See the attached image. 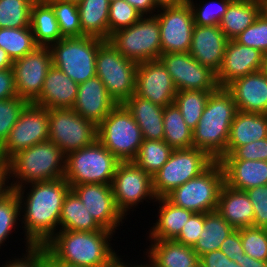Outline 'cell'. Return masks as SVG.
I'll use <instances>...</instances> for the list:
<instances>
[{
	"label": "cell",
	"mask_w": 267,
	"mask_h": 267,
	"mask_svg": "<svg viewBox=\"0 0 267 267\" xmlns=\"http://www.w3.org/2000/svg\"><path fill=\"white\" fill-rule=\"evenodd\" d=\"M70 189L64 178L34 182L15 189L25 249L32 245H45L59 231L63 200Z\"/></svg>",
	"instance_id": "cell-1"
},
{
	"label": "cell",
	"mask_w": 267,
	"mask_h": 267,
	"mask_svg": "<svg viewBox=\"0 0 267 267\" xmlns=\"http://www.w3.org/2000/svg\"><path fill=\"white\" fill-rule=\"evenodd\" d=\"M115 233L59 230L44 246L58 260L82 267H111L118 254L111 243ZM116 251V252H115Z\"/></svg>",
	"instance_id": "cell-2"
},
{
	"label": "cell",
	"mask_w": 267,
	"mask_h": 267,
	"mask_svg": "<svg viewBox=\"0 0 267 267\" xmlns=\"http://www.w3.org/2000/svg\"><path fill=\"white\" fill-rule=\"evenodd\" d=\"M65 168L66 154L50 140L17 152L4 164L7 187L12 190L64 178Z\"/></svg>",
	"instance_id": "cell-3"
},
{
	"label": "cell",
	"mask_w": 267,
	"mask_h": 267,
	"mask_svg": "<svg viewBox=\"0 0 267 267\" xmlns=\"http://www.w3.org/2000/svg\"><path fill=\"white\" fill-rule=\"evenodd\" d=\"M237 111L234 99L225 87L211 92L203 114L192 131L193 147L219 161L226 151L230 126Z\"/></svg>",
	"instance_id": "cell-4"
},
{
	"label": "cell",
	"mask_w": 267,
	"mask_h": 267,
	"mask_svg": "<svg viewBox=\"0 0 267 267\" xmlns=\"http://www.w3.org/2000/svg\"><path fill=\"white\" fill-rule=\"evenodd\" d=\"M119 160L98 140L66 155L64 179L70 188L80 184H111Z\"/></svg>",
	"instance_id": "cell-5"
},
{
	"label": "cell",
	"mask_w": 267,
	"mask_h": 267,
	"mask_svg": "<svg viewBox=\"0 0 267 267\" xmlns=\"http://www.w3.org/2000/svg\"><path fill=\"white\" fill-rule=\"evenodd\" d=\"M97 140L119 161H133L143 136L131 113L117 104L97 126Z\"/></svg>",
	"instance_id": "cell-6"
},
{
	"label": "cell",
	"mask_w": 267,
	"mask_h": 267,
	"mask_svg": "<svg viewBox=\"0 0 267 267\" xmlns=\"http://www.w3.org/2000/svg\"><path fill=\"white\" fill-rule=\"evenodd\" d=\"M104 41L92 36L62 38L49 47L52 63L76 83H83L96 76V55Z\"/></svg>",
	"instance_id": "cell-7"
},
{
	"label": "cell",
	"mask_w": 267,
	"mask_h": 267,
	"mask_svg": "<svg viewBox=\"0 0 267 267\" xmlns=\"http://www.w3.org/2000/svg\"><path fill=\"white\" fill-rule=\"evenodd\" d=\"M224 183L223 168L219 161H214L199 176L175 188L165 198L194 213L213 212L217 210L219 193Z\"/></svg>",
	"instance_id": "cell-8"
},
{
	"label": "cell",
	"mask_w": 267,
	"mask_h": 267,
	"mask_svg": "<svg viewBox=\"0 0 267 267\" xmlns=\"http://www.w3.org/2000/svg\"><path fill=\"white\" fill-rule=\"evenodd\" d=\"M108 41L123 57L136 63L158 60L162 54L155 15L142 16L135 24L112 33Z\"/></svg>",
	"instance_id": "cell-9"
},
{
	"label": "cell",
	"mask_w": 267,
	"mask_h": 267,
	"mask_svg": "<svg viewBox=\"0 0 267 267\" xmlns=\"http://www.w3.org/2000/svg\"><path fill=\"white\" fill-rule=\"evenodd\" d=\"M95 65L96 76L117 104L135 94L138 63L123 57L108 40L98 47Z\"/></svg>",
	"instance_id": "cell-10"
},
{
	"label": "cell",
	"mask_w": 267,
	"mask_h": 267,
	"mask_svg": "<svg viewBox=\"0 0 267 267\" xmlns=\"http://www.w3.org/2000/svg\"><path fill=\"white\" fill-rule=\"evenodd\" d=\"M215 160L195 147L174 149L167 162L152 176L157 198L165 197L175 188L199 176Z\"/></svg>",
	"instance_id": "cell-11"
},
{
	"label": "cell",
	"mask_w": 267,
	"mask_h": 267,
	"mask_svg": "<svg viewBox=\"0 0 267 267\" xmlns=\"http://www.w3.org/2000/svg\"><path fill=\"white\" fill-rule=\"evenodd\" d=\"M117 208L126 217L137 211L138 204L155 203L152 176L139 168L133 161H120L111 183ZM150 200V201H148ZM133 209V210H132Z\"/></svg>",
	"instance_id": "cell-12"
},
{
	"label": "cell",
	"mask_w": 267,
	"mask_h": 267,
	"mask_svg": "<svg viewBox=\"0 0 267 267\" xmlns=\"http://www.w3.org/2000/svg\"><path fill=\"white\" fill-rule=\"evenodd\" d=\"M49 140L66 155L90 146L97 140V126L84 119L72 108L48 110Z\"/></svg>",
	"instance_id": "cell-13"
},
{
	"label": "cell",
	"mask_w": 267,
	"mask_h": 267,
	"mask_svg": "<svg viewBox=\"0 0 267 267\" xmlns=\"http://www.w3.org/2000/svg\"><path fill=\"white\" fill-rule=\"evenodd\" d=\"M49 140L48 109L29 103L0 147V160L5 164L14 154Z\"/></svg>",
	"instance_id": "cell-14"
},
{
	"label": "cell",
	"mask_w": 267,
	"mask_h": 267,
	"mask_svg": "<svg viewBox=\"0 0 267 267\" xmlns=\"http://www.w3.org/2000/svg\"><path fill=\"white\" fill-rule=\"evenodd\" d=\"M155 16L159 22L162 54L189 52L195 24L188 2L158 9Z\"/></svg>",
	"instance_id": "cell-15"
},
{
	"label": "cell",
	"mask_w": 267,
	"mask_h": 267,
	"mask_svg": "<svg viewBox=\"0 0 267 267\" xmlns=\"http://www.w3.org/2000/svg\"><path fill=\"white\" fill-rule=\"evenodd\" d=\"M170 74L177 91L216 90V73L201 65L189 52L164 53L159 57Z\"/></svg>",
	"instance_id": "cell-16"
},
{
	"label": "cell",
	"mask_w": 267,
	"mask_h": 267,
	"mask_svg": "<svg viewBox=\"0 0 267 267\" xmlns=\"http://www.w3.org/2000/svg\"><path fill=\"white\" fill-rule=\"evenodd\" d=\"M53 65L49 47L38 46L33 52L13 61L17 96L32 103L43 87L48 70Z\"/></svg>",
	"instance_id": "cell-17"
},
{
	"label": "cell",
	"mask_w": 267,
	"mask_h": 267,
	"mask_svg": "<svg viewBox=\"0 0 267 267\" xmlns=\"http://www.w3.org/2000/svg\"><path fill=\"white\" fill-rule=\"evenodd\" d=\"M71 189L103 229L116 233L120 226H124L122 223L128 218L117 208L111 184H80Z\"/></svg>",
	"instance_id": "cell-18"
},
{
	"label": "cell",
	"mask_w": 267,
	"mask_h": 267,
	"mask_svg": "<svg viewBox=\"0 0 267 267\" xmlns=\"http://www.w3.org/2000/svg\"><path fill=\"white\" fill-rule=\"evenodd\" d=\"M176 93L174 82L159 59L138 63L135 95L165 107L173 104Z\"/></svg>",
	"instance_id": "cell-19"
},
{
	"label": "cell",
	"mask_w": 267,
	"mask_h": 267,
	"mask_svg": "<svg viewBox=\"0 0 267 267\" xmlns=\"http://www.w3.org/2000/svg\"><path fill=\"white\" fill-rule=\"evenodd\" d=\"M265 55L252 47L237 43L234 39L227 42L224 60L216 74L219 87H226L233 80L264 69Z\"/></svg>",
	"instance_id": "cell-20"
},
{
	"label": "cell",
	"mask_w": 267,
	"mask_h": 267,
	"mask_svg": "<svg viewBox=\"0 0 267 267\" xmlns=\"http://www.w3.org/2000/svg\"><path fill=\"white\" fill-rule=\"evenodd\" d=\"M116 105V101L109 95L104 83L94 76L79 84L72 109L98 126Z\"/></svg>",
	"instance_id": "cell-21"
},
{
	"label": "cell",
	"mask_w": 267,
	"mask_h": 267,
	"mask_svg": "<svg viewBox=\"0 0 267 267\" xmlns=\"http://www.w3.org/2000/svg\"><path fill=\"white\" fill-rule=\"evenodd\" d=\"M228 41L219 26L194 25L189 54L217 74L222 66Z\"/></svg>",
	"instance_id": "cell-22"
},
{
	"label": "cell",
	"mask_w": 267,
	"mask_h": 267,
	"mask_svg": "<svg viewBox=\"0 0 267 267\" xmlns=\"http://www.w3.org/2000/svg\"><path fill=\"white\" fill-rule=\"evenodd\" d=\"M225 88L239 111L267 114V73L264 69L239 77Z\"/></svg>",
	"instance_id": "cell-23"
},
{
	"label": "cell",
	"mask_w": 267,
	"mask_h": 267,
	"mask_svg": "<svg viewBox=\"0 0 267 267\" xmlns=\"http://www.w3.org/2000/svg\"><path fill=\"white\" fill-rule=\"evenodd\" d=\"M78 86V83L52 65L45 77L40 95L32 103L48 110L72 108L77 98Z\"/></svg>",
	"instance_id": "cell-24"
},
{
	"label": "cell",
	"mask_w": 267,
	"mask_h": 267,
	"mask_svg": "<svg viewBox=\"0 0 267 267\" xmlns=\"http://www.w3.org/2000/svg\"><path fill=\"white\" fill-rule=\"evenodd\" d=\"M226 185L246 191L253 187L267 185V161L220 159Z\"/></svg>",
	"instance_id": "cell-25"
},
{
	"label": "cell",
	"mask_w": 267,
	"mask_h": 267,
	"mask_svg": "<svg viewBox=\"0 0 267 267\" xmlns=\"http://www.w3.org/2000/svg\"><path fill=\"white\" fill-rule=\"evenodd\" d=\"M155 204L156 208L158 204V215L155 214L156 222L150 224L153 225L145 240H174L194 212L172 204L165 197L157 198Z\"/></svg>",
	"instance_id": "cell-26"
},
{
	"label": "cell",
	"mask_w": 267,
	"mask_h": 267,
	"mask_svg": "<svg viewBox=\"0 0 267 267\" xmlns=\"http://www.w3.org/2000/svg\"><path fill=\"white\" fill-rule=\"evenodd\" d=\"M143 253L152 261L153 267H195L199 257L193 246L175 240H148Z\"/></svg>",
	"instance_id": "cell-27"
},
{
	"label": "cell",
	"mask_w": 267,
	"mask_h": 267,
	"mask_svg": "<svg viewBox=\"0 0 267 267\" xmlns=\"http://www.w3.org/2000/svg\"><path fill=\"white\" fill-rule=\"evenodd\" d=\"M217 211L235 229L253 226L254 210L246 191L224 183L219 193Z\"/></svg>",
	"instance_id": "cell-28"
},
{
	"label": "cell",
	"mask_w": 267,
	"mask_h": 267,
	"mask_svg": "<svg viewBox=\"0 0 267 267\" xmlns=\"http://www.w3.org/2000/svg\"><path fill=\"white\" fill-rule=\"evenodd\" d=\"M267 138V114L237 111L230 126L227 148L224 155L237 147Z\"/></svg>",
	"instance_id": "cell-29"
},
{
	"label": "cell",
	"mask_w": 267,
	"mask_h": 267,
	"mask_svg": "<svg viewBox=\"0 0 267 267\" xmlns=\"http://www.w3.org/2000/svg\"><path fill=\"white\" fill-rule=\"evenodd\" d=\"M123 105L141 129L143 139H164V107L133 94Z\"/></svg>",
	"instance_id": "cell-30"
},
{
	"label": "cell",
	"mask_w": 267,
	"mask_h": 267,
	"mask_svg": "<svg viewBox=\"0 0 267 267\" xmlns=\"http://www.w3.org/2000/svg\"><path fill=\"white\" fill-rule=\"evenodd\" d=\"M263 11V3L252 0H233L223 15L219 27L229 40H233Z\"/></svg>",
	"instance_id": "cell-31"
},
{
	"label": "cell",
	"mask_w": 267,
	"mask_h": 267,
	"mask_svg": "<svg viewBox=\"0 0 267 267\" xmlns=\"http://www.w3.org/2000/svg\"><path fill=\"white\" fill-rule=\"evenodd\" d=\"M30 27L36 44L41 47H50L63 38L55 13L45 0L32 4Z\"/></svg>",
	"instance_id": "cell-32"
},
{
	"label": "cell",
	"mask_w": 267,
	"mask_h": 267,
	"mask_svg": "<svg viewBox=\"0 0 267 267\" xmlns=\"http://www.w3.org/2000/svg\"><path fill=\"white\" fill-rule=\"evenodd\" d=\"M59 230L91 232L106 229L95 221L78 195L70 189L63 200Z\"/></svg>",
	"instance_id": "cell-33"
},
{
	"label": "cell",
	"mask_w": 267,
	"mask_h": 267,
	"mask_svg": "<svg viewBox=\"0 0 267 267\" xmlns=\"http://www.w3.org/2000/svg\"><path fill=\"white\" fill-rule=\"evenodd\" d=\"M82 36L108 40V0H82L78 4Z\"/></svg>",
	"instance_id": "cell-34"
},
{
	"label": "cell",
	"mask_w": 267,
	"mask_h": 267,
	"mask_svg": "<svg viewBox=\"0 0 267 267\" xmlns=\"http://www.w3.org/2000/svg\"><path fill=\"white\" fill-rule=\"evenodd\" d=\"M203 229L198 241L193 246L199 258L208 252L220 250L222 242L236 230L217 210L204 213Z\"/></svg>",
	"instance_id": "cell-35"
},
{
	"label": "cell",
	"mask_w": 267,
	"mask_h": 267,
	"mask_svg": "<svg viewBox=\"0 0 267 267\" xmlns=\"http://www.w3.org/2000/svg\"><path fill=\"white\" fill-rule=\"evenodd\" d=\"M164 141L173 149L193 147L192 130L187 126L184 118L173 103L164 107Z\"/></svg>",
	"instance_id": "cell-36"
},
{
	"label": "cell",
	"mask_w": 267,
	"mask_h": 267,
	"mask_svg": "<svg viewBox=\"0 0 267 267\" xmlns=\"http://www.w3.org/2000/svg\"><path fill=\"white\" fill-rule=\"evenodd\" d=\"M173 150L164 140L143 139L133 162L146 173L154 176L167 162Z\"/></svg>",
	"instance_id": "cell-37"
},
{
	"label": "cell",
	"mask_w": 267,
	"mask_h": 267,
	"mask_svg": "<svg viewBox=\"0 0 267 267\" xmlns=\"http://www.w3.org/2000/svg\"><path fill=\"white\" fill-rule=\"evenodd\" d=\"M213 91L215 90L177 91L173 103L180 110L185 123L192 131L196 128Z\"/></svg>",
	"instance_id": "cell-38"
},
{
	"label": "cell",
	"mask_w": 267,
	"mask_h": 267,
	"mask_svg": "<svg viewBox=\"0 0 267 267\" xmlns=\"http://www.w3.org/2000/svg\"><path fill=\"white\" fill-rule=\"evenodd\" d=\"M0 47L14 61L33 52L38 45L34 40L31 27L0 28Z\"/></svg>",
	"instance_id": "cell-39"
},
{
	"label": "cell",
	"mask_w": 267,
	"mask_h": 267,
	"mask_svg": "<svg viewBox=\"0 0 267 267\" xmlns=\"http://www.w3.org/2000/svg\"><path fill=\"white\" fill-rule=\"evenodd\" d=\"M20 204L15 190L7 188L0 195V249L20 226ZM14 229V230H13ZM12 233V234H11ZM1 251V250H0Z\"/></svg>",
	"instance_id": "cell-40"
},
{
	"label": "cell",
	"mask_w": 267,
	"mask_h": 267,
	"mask_svg": "<svg viewBox=\"0 0 267 267\" xmlns=\"http://www.w3.org/2000/svg\"><path fill=\"white\" fill-rule=\"evenodd\" d=\"M36 0H0V28L30 27L31 7Z\"/></svg>",
	"instance_id": "cell-41"
},
{
	"label": "cell",
	"mask_w": 267,
	"mask_h": 267,
	"mask_svg": "<svg viewBox=\"0 0 267 267\" xmlns=\"http://www.w3.org/2000/svg\"><path fill=\"white\" fill-rule=\"evenodd\" d=\"M53 9L63 38L82 37L78 6L61 0H45Z\"/></svg>",
	"instance_id": "cell-42"
},
{
	"label": "cell",
	"mask_w": 267,
	"mask_h": 267,
	"mask_svg": "<svg viewBox=\"0 0 267 267\" xmlns=\"http://www.w3.org/2000/svg\"><path fill=\"white\" fill-rule=\"evenodd\" d=\"M197 1L187 0L192 10L194 24L197 26H219L223 15L233 0Z\"/></svg>",
	"instance_id": "cell-43"
},
{
	"label": "cell",
	"mask_w": 267,
	"mask_h": 267,
	"mask_svg": "<svg viewBox=\"0 0 267 267\" xmlns=\"http://www.w3.org/2000/svg\"><path fill=\"white\" fill-rule=\"evenodd\" d=\"M241 242L246 255L267 261V229L258 227L240 228Z\"/></svg>",
	"instance_id": "cell-44"
},
{
	"label": "cell",
	"mask_w": 267,
	"mask_h": 267,
	"mask_svg": "<svg viewBox=\"0 0 267 267\" xmlns=\"http://www.w3.org/2000/svg\"><path fill=\"white\" fill-rule=\"evenodd\" d=\"M142 16L125 0L110 3L108 17V39L115 31L135 24Z\"/></svg>",
	"instance_id": "cell-45"
},
{
	"label": "cell",
	"mask_w": 267,
	"mask_h": 267,
	"mask_svg": "<svg viewBox=\"0 0 267 267\" xmlns=\"http://www.w3.org/2000/svg\"><path fill=\"white\" fill-rule=\"evenodd\" d=\"M28 104V101L18 96L7 100H0V147L6 141L10 130L16 124L21 112Z\"/></svg>",
	"instance_id": "cell-46"
},
{
	"label": "cell",
	"mask_w": 267,
	"mask_h": 267,
	"mask_svg": "<svg viewBox=\"0 0 267 267\" xmlns=\"http://www.w3.org/2000/svg\"><path fill=\"white\" fill-rule=\"evenodd\" d=\"M237 43L267 54V15L262 11L255 22L234 38Z\"/></svg>",
	"instance_id": "cell-47"
},
{
	"label": "cell",
	"mask_w": 267,
	"mask_h": 267,
	"mask_svg": "<svg viewBox=\"0 0 267 267\" xmlns=\"http://www.w3.org/2000/svg\"><path fill=\"white\" fill-rule=\"evenodd\" d=\"M254 210L253 227L267 229V185L246 190Z\"/></svg>",
	"instance_id": "cell-48"
},
{
	"label": "cell",
	"mask_w": 267,
	"mask_h": 267,
	"mask_svg": "<svg viewBox=\"0 0 267 267\" xmlns=\"http://www.w3.org/2000/svg\"><path fill=\"white\" fill-rule=\"evenodd\" d=\"M25 250V252H24ZM24 253L21 256L14 258L10 257L9 261H5L0 267H44L45 262V246L44 245H32L26 249H23Z\"/></svg>",
	"instance_id": "cell-49"
},
{
	"label": "cell",
	"mask_w": 267,
	"mask_h": 267,
	"mask_svg": "<svg viewBox=\"0 0 267 267\" xmlns=\"http://www.w3.org/2000/svg\"><path fill=\"white\" fill-rule=\"evenodd\" d=\"M221 159H243L267 161V138L253 141L237 147L231 154L224 155Z\"/></svg>",
	"instance_id": "cell-50"
},
{
	"label": "cell",
	"mask_w": 267,
	"mask_h": 267,
	"mask_svg": "<svg viewBox=\"0 0 267 267\" xmlns=\"http://www.w3.org/2000/svg\"><path fill=\"white\" fill-rule=\"evenodd\" d=\"M203 225L204 213H194L174 240L187 246H194L204 230Z\"/></svg>",
	"instance_id": "cell-51"
},
{
	"label": "cell",
	"mask_w": 267,
	"mask_h": 267,
	"mask_svg": "<svg viewBox=\"0 0 267 267\" xmlns=\"http://www.w3.org/2000/svg\"><path fill=\"white\" fill-rule=\"evenodd\" d=\"M220 250L231 260L239 261L245 252L243 250L240 229L234 230L221 244Z\"/></svg>",
	"instance_id": "cell-52"
},
{
	"label": "cell",
	"mask_w": 267,
	"mask_h": 267,
	"mask_svg": "<svg viewBox=\"0 0 267 267\" xmlns=\"http://www.w3.org/2000/svg\"><path fill=\"white\" fill-rule=\"evenodd\" d=\"M199 261L206 267H241L235 261H231L221 250H215L202 255Z\"/></svg>",
	"instance_id": "cell-53"
},
{
	"label": "cell",
	"mask_w": 267,
	"mask_h": 267,
	"mask_svg": "<svg viewBox=\"0 0 267 267\" xmlns=\"http://www.w3.org/2000/svg\"><path fill=\"white\" fill-rule=\"evenodd\" d=\"M16 96L17 91L12 68L0 70V100H7Z\"/></svg>",
	"instance_id": "cell-54"
},
{
	"label": "cell",
	"mask_w": 267,
	"mask_h": 267,
	"mask_svg": "<svg viewBox=\"0 0 267 267\" xmlns=\"http://www.w3.org/2000/svg\"><path fill=\"white\" fill-rule=\"evenodd\" d=\"M134 7L141 16H153L158 10L152 0H125Z\"/></svg>",
	"instance_id": "cell-55"
},
{
	"label": "cell",
	"mask_w": 267,
	"mask_h": 267,
	"mask_svg": "<svg viewBox=\"0 0 267 267\" xmlns=\"http://www.w3.org/2000/svg\"><path fill=\"white\" fill-rule=\"evenodd\" d=\"M125 256L126 255L121 256L118 253L114 257L111 267H153L152 261L144 253H143V256H144V259L146 260V261H144L145 263L141 261V263L134 262V264H133L132 260H130L131 262H129L128 259H126L127 261L123 260L124 258H122V257H125Z\"/></svg>",
	"instance_id": "cell-56"
},
{
	"label": "cell",
	"mask_w": 267,
	"mask_h": 267,
	"mask_svg": "<svg viewBox=\"0 0 267 267\" xmlns=\"http://www.w3.org/2000/svg\"><path fill=\"white\" fill-rule=\"evenodd\" d=\"M44 267H82L72 264L62 262L55 258L46 248H45V262Z\"/></svg>",
	"instance_id": "cell-57"
},
{
	"label": "cell",
	"mask_w": 267,
	"mask_h": 267,
	"mask_svg": "<svg viewBox=\"0 0 267 267\" xmlns=\"http://www.w3.org/2000/svg\"><path fill=\"white\" fill-rule=\"evenodd\" d=\"M241 267H267V261L257 260L249 255L244 254L239 261H235Z\"/></svg>",
	"instance_id": "cell-58"
},
{
	"label": "cell",
	"mask_w": 267,
	"mask_h": 267,
	"mask_svg": "<svg viewBox=\"0 0 267 267\" xmlns=\"http://www.w3.org/2000/svg\"><path fill=\"white\" fill-rule=\"evenodd\" d=\"M157 9L178 6L187 0H152Z\"/></svg>",
	"instance_id": "cell-59"
},
{
	"label": "cell",
	"mask_w": 267,
	"mask_h": 267,
	"mask_svg": "<svg viewBox=\"0 0 267 267\" xmlns=\"http://www.w3.org/2000/svg\"><path fill=\"white\" fill-rule=\"evenodd\" d=\"M13 61L8 56L7 52L0 47V70L12 68Z\"/></svg>",
	"instance_id": "cell-60"
},
{
	"label": "cell",
	"mask_w": 267,
	"mask_h": 267,
	"mask_svg": "<svg viewBox=\"0 0 267 267\" xmlns=\"http://www.w3.org/2000/svg\"><path fill=\"white\" fill-rule=\"evenodd\" d=\"M7 181L5 172L0 175V195L7 189Z\"/></svg>",
	"instance_id": "cell-61"
},
{
	"label": "cell",
	"mask_w": 267,
	"mask_h": 267,
	"mask_svg": "<svg viewBox=\"0 0 267 267\" xmlns=\"http://www.w3.org/2000/svg\"><path fill=\"white\" fill-rule=\"evenodd\" d=\"M264 70L267 73V54L265 55V60H264Z\"/></svg>",
	"instance_id": "cell-62"
},
{
	"label": "cell",
	"mask_w": 267,
	"mask_h": 267,
	"mask_svg": "<svg viewBox=\"0 0 267 267\" xmlns=\"http://www.w3.org/2000/svg\"><path fill=\"white\" fill-rule=\"evenodd\" d=\"M4 172V164L0 160V175Z\"/></svg>",
	"instance_id": "cell-63"
},
{
	"label": "cell",
	"mask_w": 267,
	"mask_h": 267,
	"mask_svg": "<svg viewBox=\"0 0 267 267\" xmlns=\"http://www.w3.org/2000/svg\"><path fill=\"white\" fill-rule=\"evenodd\" d=\"M61 1H67V2L78 4L82 0H61Z\"/></svg>",
	"instance_id": "cell-64"
},
{
	"label": "cell",
	"mask_w": 267,
	"mask_h": 267,
	"mask_svg": "<svg viewBox=\"0 0 267 267\" xmlns=\"http://www.w3.org/2000/svg\"><path fill=\"white\" fill-rule=\"evenodd\" d=\"M263 12L267 15V4H263Z\"/></svg>",
	"instance_id": "cell-65"
},
{
	"label": "cell",
	"mask_w": 267,
	"mask_h": 267,
	"mask_svg": "<svg viewBox=\"0 0 267 267\" xmlns=\"http://www.w3.org/2000/svg\"><path fill=\"white\" fill-rule=\"evenodd\" d=\"M195 267H206L203 263H201L200 261L196 264Z\"/></svg>",
	"instance_id": "cell-66"
},
{
	"label": "cell",
	"mask_w": 267,
	"mask_h": 267,
	"mask_svg": "<svg viewBox=\"0 0 267 267\" xmlns=\"http://www.w3.org/2000/svg\"><path fill=\"white\" fill-rule=\"evenodd\" d=\"M109 3H112V2H115V1H118V0H108Z\"/></svg>",
	"instance_id": "cell-67"
},
{
	"label": "cell",
	"mask_w": 267,
	"mask_h": 267,
	"mask_svg": "<svg viewBox=\"0 0 267 267\" xmlns=\"http://www.w3.org/2000/svg\"><path fill=\"white\" fill-rule=\"evenodd\" d=\"M262 3H263V4H267V0H263Z\"/></svg>",
	"instance_id": "cell-68"
},
{
	"label": "cell",
	"mask_w": 267,
	"mask_h": 267,
	"mask_svg": "<svg viewBox=\"0 0 267 267\" xmlns=\"http://www.w3.org/2000/svg\"><path fill=\"white\" fill-rule=\"evenodd\" d=\"M252 1H257V2H261L262 3L263 0H252Z\"/></svg>",
	"instance_id": "cell-69"
}]
</instances>
